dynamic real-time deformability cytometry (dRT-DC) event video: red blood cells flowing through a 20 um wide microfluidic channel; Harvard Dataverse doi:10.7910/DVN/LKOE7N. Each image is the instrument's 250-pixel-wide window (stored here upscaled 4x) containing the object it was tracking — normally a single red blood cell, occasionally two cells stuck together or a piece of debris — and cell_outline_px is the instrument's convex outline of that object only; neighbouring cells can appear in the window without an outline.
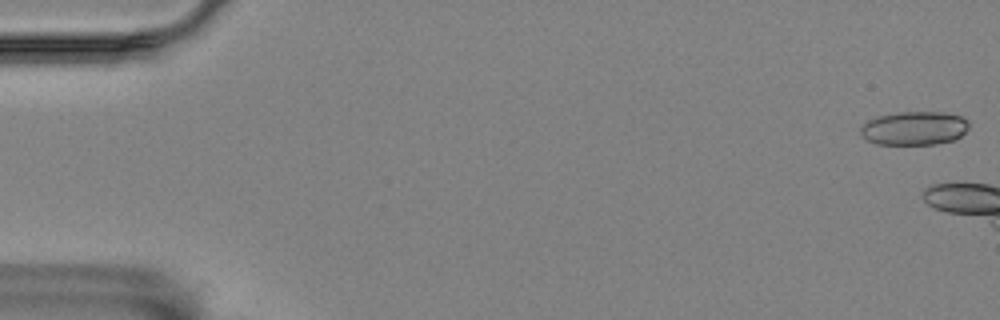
{"species": "Egyptian fruit bat (a non-hibernating species)", "species_latin": "Rousettus aegyptiacus", "temperature_condition": "room temperature", "stored_images_in_passage": 16, "camera_frame_rate_fps": 3000, "um_per_image_px": 0.085, "animal": {"sex": "female"}, "frame": {"image": 1, "passage_image": 1, "time_ms": 0.0, "image_size_px": [1000, 320], "cell_outline_px": [[968, 128], [956, 140], [936, 144], [876, 144], [868, 140], [860, 132], [860, 128], [868, 120], [876, 116], [900, 112], [944, 112], [960, 116], [968, 120]], "centroid_in_image_um": [77.73, 10.9], "position_along_channel_um": 7.3, "area_um2": 21.27}}
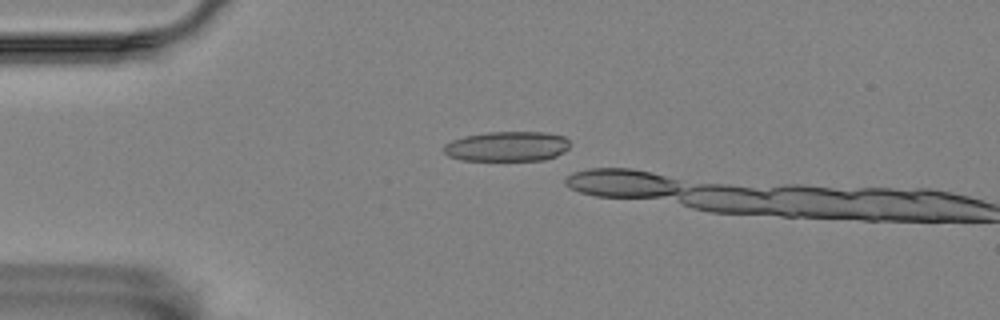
{"frame": {"image": 2, "passage_image": 14, "time_ms": 4.333, "image_size_px": [1000, 320], "cell_outline_px": [[568, 148], [564, 152], [556, 156], [544, 160], [460, 160], [448, 156], [444, 152], [444, 144], [452, 140], [464, 136], [488, 132], [548, 132], [564, 136], [568, 140]], "centroid_in_image_um": [43.1, 12.44], "position_along_channel_um": 41.9, "area_um2": 22.08}}